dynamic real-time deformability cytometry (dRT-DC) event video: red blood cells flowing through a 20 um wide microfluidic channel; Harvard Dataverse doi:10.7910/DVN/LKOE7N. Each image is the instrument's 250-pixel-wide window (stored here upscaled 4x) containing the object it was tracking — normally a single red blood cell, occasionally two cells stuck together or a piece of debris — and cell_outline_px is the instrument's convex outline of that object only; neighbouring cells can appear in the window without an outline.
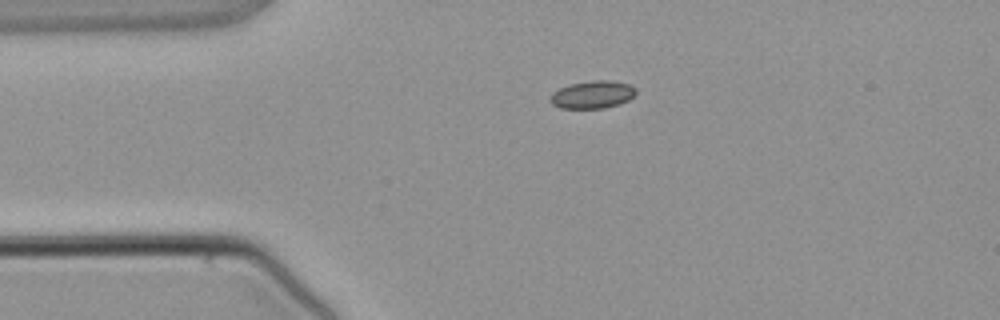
{"species": "common noctule bat (a hibernating species)", "species_latin": "Nyctalus noctula", "temperature_condition": "warm", "stored_images_in_passage": 4, "camera_frame_rate_fps": 3000, "um_per_image_px": 0.085, "animal": {"sex": "male", "body_mass_g": 21.5, "forearm_length_mm": 52.0}, "frame": {"image": 1, "passage_image": 4, "time_ms": 4.667, "image_size_px": [1000, 320], "cell_outline_px": [[636, 92], [628, 100], [620, 104], [604, 108], [560, 108], [552, 104], [548, 100], [552, 92], [568, 84], [592, 80], [608, 80], [628, 84], [636, 88]], "centroid_in_image_um": [50.32, 8.04], "position_along_channel_um": 34.7, "area_um2": 13.87}}